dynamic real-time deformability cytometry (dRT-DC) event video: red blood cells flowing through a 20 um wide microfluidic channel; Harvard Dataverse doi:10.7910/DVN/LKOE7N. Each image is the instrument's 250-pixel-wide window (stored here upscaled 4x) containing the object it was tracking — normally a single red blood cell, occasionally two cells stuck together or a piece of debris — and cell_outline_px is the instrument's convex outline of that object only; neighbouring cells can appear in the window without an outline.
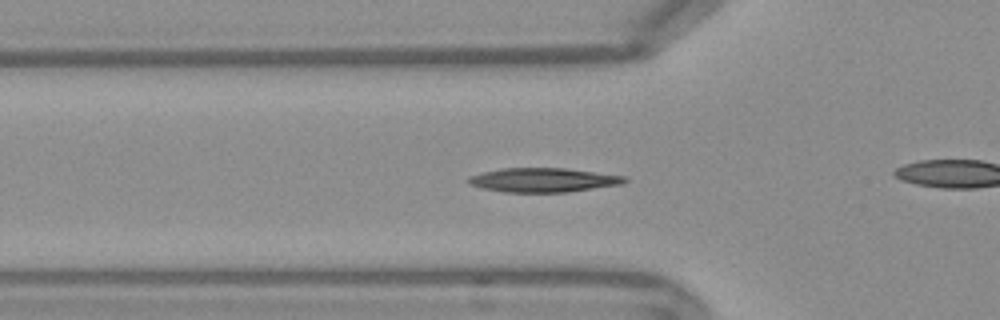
{"species": "Egyptian fruit bat (a non-hibernating species)", "species_latin": "Rousettus aegyptiacus", "temperature_condition": "warm", "stored_images_in_passage": 53, "camera_frame_rate_fps": 3000, "um_per_image_px": 0.085, "frame": {"image": 1, "passage_image": 17, "time_ms": 5.333, "image_size_px": [1000, 320], "cell_outline_px": [[628, 180], [624, 184], [564, 192], [504, 192], [480, 188], [468, 184], [464, 180], [468, 176], [484, 172], [504, 168], [564, 168], [628, 176]], "centroid_in_image_um": [46.15, 15.3], "position_along_channel_um": 79.6, "area_um2": 22.14}}
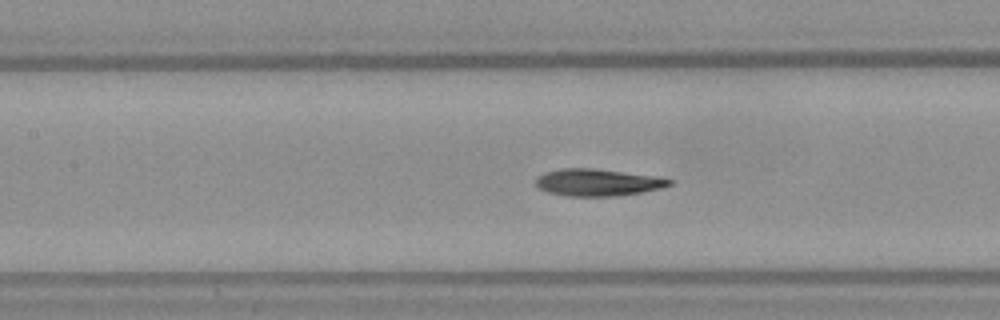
{"frame": {"image": 2, "passage_image": 23, "time_ms": 7.333, "image_size_px": [1000, 320], "cell_outline_px": [[672, 184], [660, 188], [640, 192], [616, 196], [568, 196], [548, 192], [540, 188], [536, 184], [536, 180], [544, 172], [560, 168], [596, 168], [660, 176], [672, 180]], "centroid_in_image_um": [50.83, 15.49], "position_along_channel_um": 156.6, "area_um2": 21.1}}
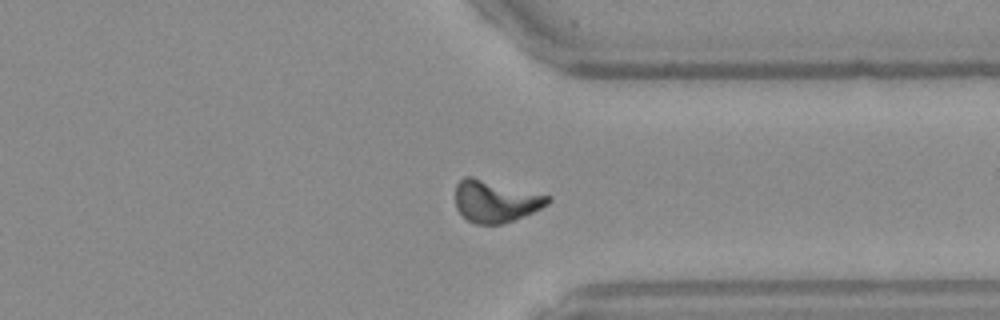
{"frame": {"image": 3, "passage_image": 40, "time_ms": 13.0, "image_size_px": [1000, 320], "cell_outline_px": [[552, 200], [548, 204], [524, 216], [500, 224], [476, 224], [468, 220], [456, 208], [456, 184], [464, 176], [472, 176], [552, 196]], "centroid_in_image_um": [42.12, 17.09], "position_along_channel_um": 369.3, "area_um2": 22.54}, "authors_computed_cell_mechanics": {"area_um2": 20.9814, "velocity_mm_per_s": 3.7814, "shape_relaxation_time_tau1_ms": 6.0793, "shape_relaxation_time_tau2_ms": 3.7841, "deformation_change_tau1": 0.2055, "deformation_change_tau2": 0.1079}}